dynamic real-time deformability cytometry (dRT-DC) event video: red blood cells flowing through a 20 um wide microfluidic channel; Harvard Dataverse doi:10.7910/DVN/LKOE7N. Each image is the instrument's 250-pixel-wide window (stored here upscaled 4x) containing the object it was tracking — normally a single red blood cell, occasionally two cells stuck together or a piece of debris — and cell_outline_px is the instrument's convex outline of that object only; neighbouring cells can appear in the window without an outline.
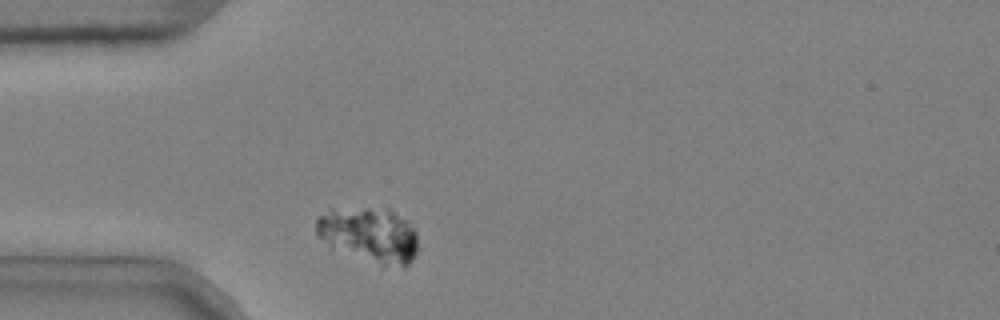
{"species": "common noctule bat (a hibernating species)", "species_latin": "Nyctalus noctula", "temperature_condition": "cold", "stored_images_in_passage": 2, "camera_frame_rate_fps": 3000, "um_per_image_px": 0.085, "animal": {"sex": "male", "body_mass_g": 20.4}, "frame": {"image": 1, "passage_image": 1, "time_ms": 0.0, "image_size_px": [1000, 320], "cell_outline_px": [[416, 252], [412, 260], [404, 268], [380, 268], [332, 248], [316, 236], [316, 216], [328, 208], [368, 208], [392, 212], [408, 220], [416, 232]], "centroid_in_image_um": [31.34, 20.02], "position_along_channel_um": 53.7, "area_um2": 33.64}}